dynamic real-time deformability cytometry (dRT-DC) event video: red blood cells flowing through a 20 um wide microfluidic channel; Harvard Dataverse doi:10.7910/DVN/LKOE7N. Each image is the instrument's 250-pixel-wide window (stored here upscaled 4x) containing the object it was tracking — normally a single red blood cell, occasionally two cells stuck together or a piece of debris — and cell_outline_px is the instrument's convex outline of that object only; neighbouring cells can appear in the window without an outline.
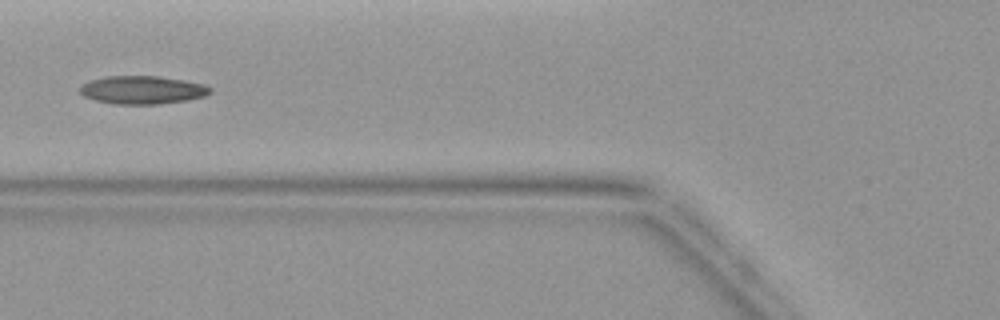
{"species": "common noctule bat (a hibernating species)", "species_latin": "Nyctalus noctula", "temperature_condition": "warm", "stored_images_in_passage": 5, "camera_frame_rate_fps": 3000, "um_per_image_px": 0.085, "animal": {"sex": "female", "body_mass_g": 19.9}, "frame": {"image": 1, "passage_image": 5, "time_ms": 4.667, "image_size_px": [1000, 320], "cell_outline_px": [[212, 92], [204, 96], [188, 100], [160, 104], [116, 104], [96, 100], [84, 96], [80, 92], [80, 84], [88, 80], [104, 76], [156, 76], [184, 80], [204, 84], [212, 88]], "centroid_in_image_um": [12.09, 7.64], "position_along_channel_um": 113.7, "area_um2": 21.5}}